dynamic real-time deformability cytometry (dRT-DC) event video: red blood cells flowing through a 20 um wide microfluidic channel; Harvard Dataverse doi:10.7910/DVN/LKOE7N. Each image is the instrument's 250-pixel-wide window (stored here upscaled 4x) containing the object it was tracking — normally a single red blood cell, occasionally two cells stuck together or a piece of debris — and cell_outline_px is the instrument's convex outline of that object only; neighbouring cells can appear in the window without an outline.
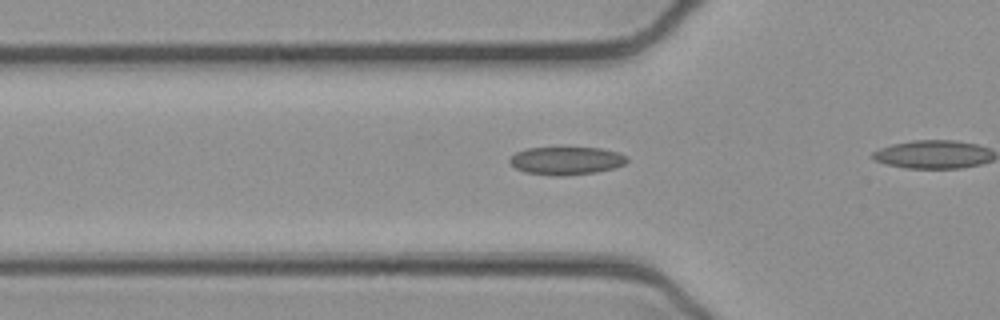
{"species": "common noctule bat (a hibernating species)", "species_latin": "Nyctalus noctula", "temperature_condition": "cold", "stored_images_in_passage": 7, "camera_frame_rate_fps": 3000, "um_per_image_px": 0.085, "animal": {"sex": "female", "body_mass_g": 21.9}, "frame": {"image": 1, "passage_image": 2, "time_ms": 0.333, "image_size_px": [1000, 320], "cell_outline_px": [[628, 160], [624, 164], [616, 168], [596, 172], [564, 176], [556, 176], [524, 172], [516, 168], [508, 160], [516, 152], [528, 148], [600, 148], [620, 152]], "centroid_in_image_um": [48.15, 13.67], "position_along_channel_um": 77.6, "area_um2": 19.07}}
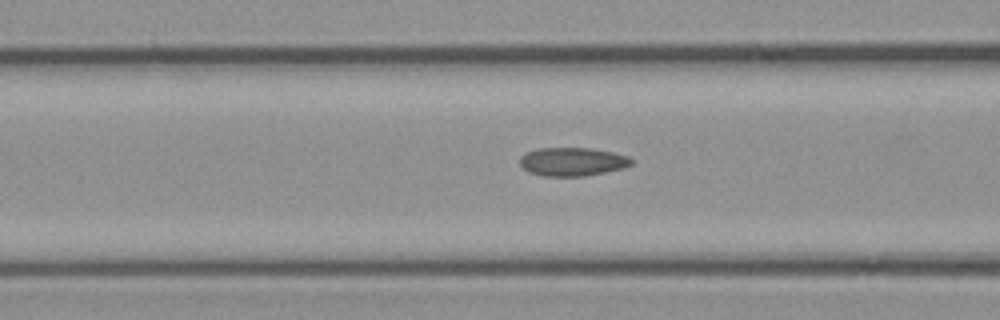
{"frame": {"image": 2, "passage_image": 5, "time_ms": 1.333, "image_size_px": [1000, 320], "cell_outline_px": [[632, 164], [624, 168], [584, 176], [544, 176], [528, 172], [520, 164], [520, 156], [536, 148], [592, 148], [612, 152], [628, 156], [632, 160]], "centroid_in_image_um": [48.65, 13.74], "position_along_channel_um": 118.0, "area_um2": 18.5}}